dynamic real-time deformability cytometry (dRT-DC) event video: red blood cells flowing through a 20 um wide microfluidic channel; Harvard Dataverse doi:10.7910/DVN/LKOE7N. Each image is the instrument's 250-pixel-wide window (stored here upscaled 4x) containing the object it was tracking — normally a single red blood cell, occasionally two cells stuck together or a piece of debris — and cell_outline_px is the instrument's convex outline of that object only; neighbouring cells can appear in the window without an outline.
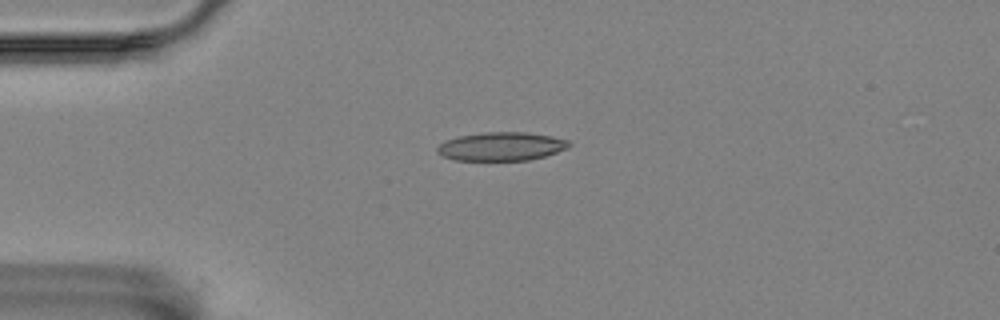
{"species": "Egyptian fruit bat (a non-hibernating species)", "species_latin": "Rousettus aegyptiacus", "temperature_condition": "room temperature", "stored_images_in_passage": 5, "camera_frame_rate_fps": 3000, "um_per_image_px": 0.085, "animal": {"sex": "female"}, "frame": {"image": 1, "passage_image": 2, "time_ms": 2.0, "image_size_px": [1000, 320], "cell_outline_px": [[572, 144], [568, 148], [544, 156], [528, 160], [452, 160], [436, 152], [436, 148], [440, 144], [448, 140], [460, 136], [484, 132], [524, 132], [552, 136], [568, 140]], "centroid_in_image_um": [42.63, 12.44], "position_along_channel_um": 42.4, "area_um2": 21.79}}
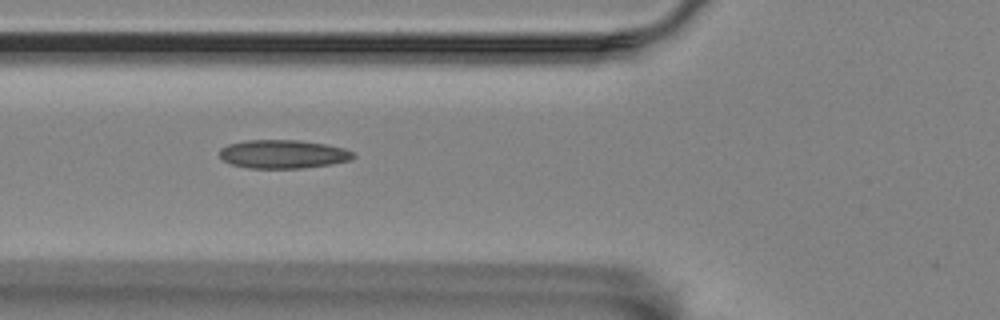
{"frame": {"image": 2, "passage_image": 4, "time_ms": 4.333, "image_size_px": [1000, 320], "cell_outline_px": [[356, 156], [352, 160], [332, 164], [304, 168], [248, 168], [232, 164], [224, 160], [220, 156], [220, 148], [228, 144], [244, 140], [300, 140], [324, 144], [344, 148], [352, 152]], "centroid_in_image_um": [24.08, 13.1], "position_along_channel_um": 101.7, "area_um2": 22.31}}